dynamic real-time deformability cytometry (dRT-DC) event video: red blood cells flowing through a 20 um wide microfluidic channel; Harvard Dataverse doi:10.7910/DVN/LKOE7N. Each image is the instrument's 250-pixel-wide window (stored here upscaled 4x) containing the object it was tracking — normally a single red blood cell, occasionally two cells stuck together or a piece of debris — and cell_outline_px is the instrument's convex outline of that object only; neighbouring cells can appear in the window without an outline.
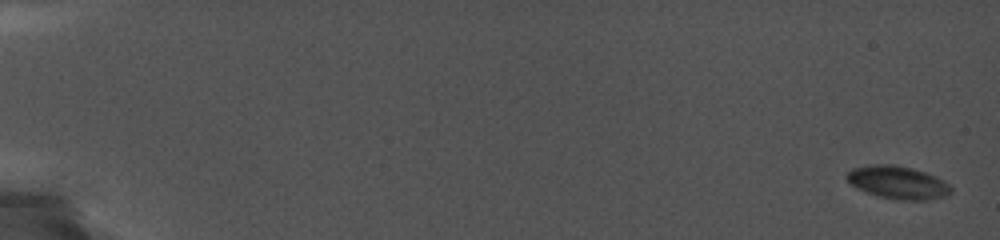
{"species": "common noctule bat (a hibernating species)", "species_latin": "Nyctalus noctula", "temperature_condition": "cold", "stored_images_in_passage": 21, "camera_frame_rate_fps": 5000, "um_per_image_px": 0.085, "animal": {"sex": "female", "body_mass_g": 19.0, "forearm_length_mm": 56.7}, "frame": {"image": 1, "passage_image": 1, "time_ms": 0.0, "image_size_px": [1000, 240], "cell_outline_px": [[952, 192], [944, 196], [924, 200], [896, 200], [876, 196], [856, 188], [844, 176], [852, 168], [876, 164], [896, 164], [912, 168], [936, 176], [948, 184], [952, 188]], "centroid_in_image_um": [76.29, 15.51], "position_along_channel_um": 8.7, "area_um2": 20.0}}
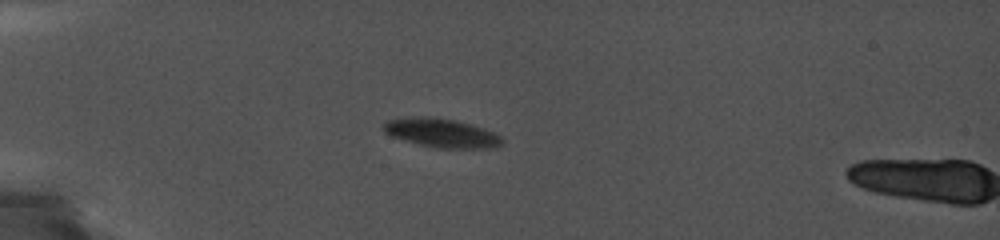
{"frame": {"image": 2, "passage_image": 20, "time_ms": 5.4, "image_size_px": [1000, 240], "cell_outline_px": [[504, 144], [496, 148], [436, 148], [404, 140], [392, 136], [384, 132], [384, 124], [388, 120], [420, 116], [432, 116], [456, 120], [472, 124], [484, 128], [500, 136], [504, 140]], "centroid_in_image_um": [37.59, 11.3], "position_along_channel_um": 47.4, "area_um2": 20.0}}